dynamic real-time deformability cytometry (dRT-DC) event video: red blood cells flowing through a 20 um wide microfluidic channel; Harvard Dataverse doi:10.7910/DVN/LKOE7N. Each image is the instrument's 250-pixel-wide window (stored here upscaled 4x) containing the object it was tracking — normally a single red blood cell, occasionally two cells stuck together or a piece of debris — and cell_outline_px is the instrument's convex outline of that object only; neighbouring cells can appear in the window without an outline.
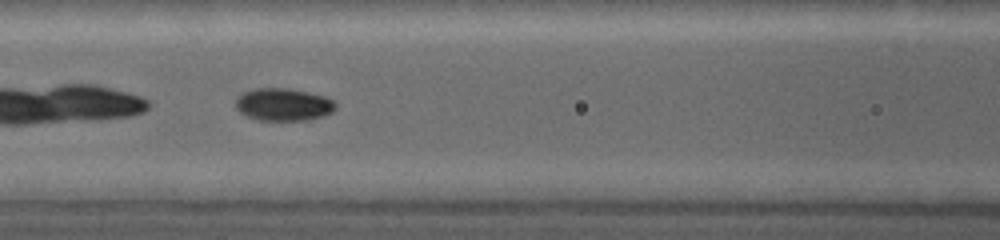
{"species": "common noctule bat (a hibernating species)", "species_latin": "Nyctalus noctula", "temperature_condition": "warm", "stored_images_in_passage": 28, "camera_frame_rate_fps": 5000, "um_per_image_px": 0.085, "animal": {"sex": "female", "body_mass_g": 19.0, "forearm_length_mm": 53.3}, "frame": {"image": 1, "passage_image": 5, "time_ms": 2.2, "image_size_px": [1000, 240], "cell_outline_px": [[336, 108], [332, 112], [324, 116], [312, 120], [256, 120], [240, 112], [236, 108], [236, 96], [244, 92], [256, 88], [288, 88], [308, 92], [324, 96], [332, 100], [336, 104]], "centroid_in_image_um": [24.09, 8.89], "position_along_channel_um": 142.5, "area_um2": 19.07}}
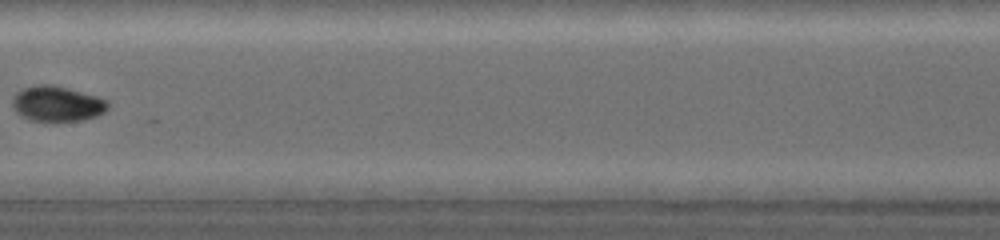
{"frame": {"image": 2, "passage_image": 8, "time_ms": 3.6, "image_size_px": [1000, 240], "cell_outline_px": [[112, 104], [104, 112], [96, 116], [84, 120], [52, 124], [28, 120], [16, 112], [12, 104], [12, 100], [16, 92], [24, 88], [40, 84], [48, 84], [96, 96], [108, 100]], "centroid_in_image_um": [4.86, 8.88], "position_along_channel_um": 202.5, "area_um2": 20.17}}